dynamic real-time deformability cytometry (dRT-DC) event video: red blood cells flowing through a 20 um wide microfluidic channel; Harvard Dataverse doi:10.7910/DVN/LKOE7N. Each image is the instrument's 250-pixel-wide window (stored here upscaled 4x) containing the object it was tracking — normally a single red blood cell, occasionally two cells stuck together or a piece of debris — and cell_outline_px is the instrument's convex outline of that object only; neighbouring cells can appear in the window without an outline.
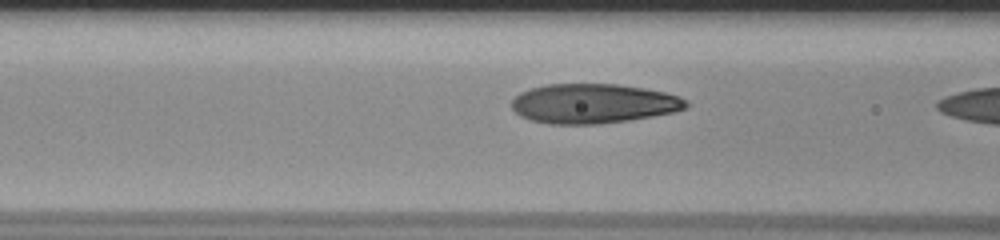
{"species": "human", "species_latin": "Homo sapiens", "temperature_condition": "room temperature", "stored_images_in_passage": 20, "camera_frame_rate_fps": 3000, "um_per_image_px": 0.085, "donor": {"sex": "male"}, "frame": {"image": 1, "passage_image": 19, "time_ms": 6.0, "image_size_px": [1000, 240], "cell_outline_px": [[688, 104], [684, 108], [672, 112], [652, 116], [628, 120], [600, 124], [548, 124], [532, 120], [520, 116], [512, 108], [512, 100], [520, 92], [532, 88], [548, 84], [616, 84], [644, 88], [664, 92], [680, 96], [688, 100]], "centroid_in_image_um": [50.43, 8.8], "position_along_channel_um": 116.2, "area_um2": 40.11}}